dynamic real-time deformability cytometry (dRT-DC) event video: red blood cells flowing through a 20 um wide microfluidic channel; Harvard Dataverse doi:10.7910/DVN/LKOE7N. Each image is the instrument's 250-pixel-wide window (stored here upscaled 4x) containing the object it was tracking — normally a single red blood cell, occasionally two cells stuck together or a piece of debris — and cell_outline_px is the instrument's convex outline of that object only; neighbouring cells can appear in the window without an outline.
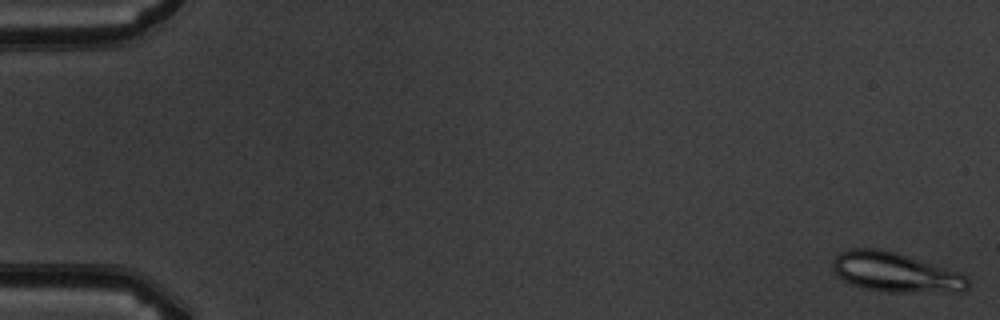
{"species": "common noctule bat (a hibernating species)", "species_latin": "Nyctalus noctula", "temperature_condition": "warm", "stored_images_in_passage": 5, "camera_frame_rate_fps": 3000, "um_per_image_px": 0.085, "animal": {"sex": "male", "body_mass_g": 19.5, "forearm_length_mm": 54.6}, "frame": {"image": 1, "passage_image": 1, "time_ms": 0.0, "image_size_px": [1000, 320], "cell_outline_px": [[968, 288], [964, 292], [884, 292], [864, 288], [852, 284], [844, 280], [832, 268], [832, 264], [836, 256], [840, 252], [848, 248], [880, 248], [896, 252], [960, 272], [968, 276]], "centroid_in_image_um": [76.15, 23.15], "position_along_channel_um": 8.9, "area_um2": 31.39}}